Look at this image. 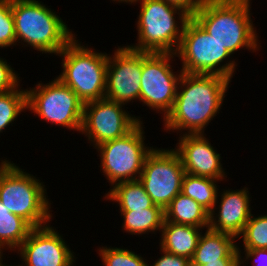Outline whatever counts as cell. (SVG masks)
<instances>
[{
	"label": "cell",
	"mask_w": 267,
	"mask_h": 266,
	"mask_svg": "<svg viewBox=\"0 0 267 266\" xmlns=\"http://www.w3.org/2000/svg\"><path fill=\"white\" fill-rule=\"evenodd\" d=\"M231 80L220 75L183 73L174 106L163 120L164 131L205 134L206 127L222 109Z\"/></svg>",
	"instance_id": "obj_1"
},
{
	"label": "cell",
	"mask_w": 267,
	"mask_h": 266,
	"mask_svg": "<svg viewBox=\"0 0 267 266\" xmlns=\"http://www.w3.org/2000/svg\"><path fill=\"white\" fill-rule=\"evenodd\" d=\"M251 4L248 0H207L191 16L232 56L243 48L255 53L262 46Z\"/></svg>",
	"instance_id": "obj_2"
},
{
	"label": "cell",
	"mask_w": 267,
	"mask_h": 266,
	"mask_svg": "<svg viewBox=\"0 0 267 266\" xmlns=\"http://www.w3.org/2000/svg\"><path fill=\"white\" fill-rule=\"evenodd\" d=\"M11 10L16 45L57 56L76 37L60 14L40 0H11Z\"/></svg>",
	"instance_id": "obj_3"
},
{
	"label": "cell",
	"mask_w": 267,
	"mask_h": 266,
	"mask_svg": "<svg viewBox=\"0 0 267 266\" xmlns=\"http://www.w3.org/2000/svg\"><path fill=\"white\" fill-rule=\"evenodd\" d=\"M0 158V202L33 228L50 224L53 214L46 186L18 164ZM51 219V220H50Z\"/></svg>",
	"instance_id": "obj_4"
},
{
	"label": "cell",
	"mask_w": 267,
	"mask_h": 266,
	"mask_svg": "<svg viewBox=\"0 0 267 266\" xmlns=\"http://www.w3.org/2000/svg\"><path fill=\"white\" fill-rule=\"evenodd\" d=\"M137 3L140 4L136 21L137 43L127 46L141 52L176 53L191 15L164 0H135L131 5Z\"/></svg>",
	"instance_id": "obj_5"
},
{
	"label": "cell",
	"mask_w": 267,
	"mask_h": 266,
	"mask_svg": "<svg viewBox=\"0 0 267 266\" xmlns=\"http://www.w3.org/2000/svg\"><path fill=\"white\" fill-rule=\"evenodd\" d=\"M76 37L57 55L62 71L56 77L85 104L105 98L108 56ZM89 47V48H88Z\"/></svg>",
	"instance_id": "obj_6"
},
{
	"label": "cell",
	"mask_w": 267,
	"mask_h": 266,
	"mask_svg": "<svg viewBox=\"0 0 267 266\" xmlns=\"http://www.w3.org/2000/svg\"><path fill=\"white\" fill-rule=\"evenodd\" d=\"M176 56L182 62L183 73L220 75L229 80L236 74V58L234 59L192 16L184 26Z\"/></svg>",
	"instance_id": "obj_7"
},
{
	"label": "cell",
	"mask_w": 267,
	"mask_h": 266,
	"mask_svg": "<svg viewBox=\"0 0 267 266\" xmlns=\"http://www.w3.org/2000/svg\"><path fill=\"white\" fill-rule=\"evenodd\" d=\"M144 123L140 122L127 135L104 142L94 149L100 158V169L109 185L138 180L147 155L153 146L144 142Z\"/></svg>",
	"instance_id": "obj_8"
},
{
	"label": "cell",
	"mask_w": 267,
	"mask_h": 266,
	"mask_svg": "<svg viewBox=\"0 0 267 266\" xmlns=\"http://www.w3.org/2000/svg\"><path fill=\"white\" fill-rule=\"evenodd\" d=\"M53 79L26 89L27 110L45 122L80 133L84 103L57 77Z\"/></svg>",
	"instance_id": "obj_9"
},
{
	"label": "cell",
	"mask_w": 267,
	"mask_h": 266,
	"mask_svg": "<svg viewBox=\"0 0 267 266\" xmlns=\"http://www.w3.org/2000/svg\"><path fill=\"white\" fill-rule=\"evenodd\" d=\"M176 57V53L142 52L140 102L156 113L160 112L162 120L174 106L183 74L181 68L176 72L172 69Z\"/></svg>",
	"instance_id": "obj_10"
},
{
	"label": "cell",
	"mask_w": 267,
	"mask_h": 266,
	"mask_svg": "<svg viewBox=\"0 0 267 266\" xmlns=\"http://www.w3.org/2000/svg\"><path fill=\"white\" fill-rule=\"evenodd\" d=\"M185 170L178 153L155 147L147 155L139 181L155 205L165 209L181 193Z\"/></svg>",
	"instance_id": "obj_11"
},
{
	"label": "cell",
	"mask_w": 267,
	"mask_h": 266,
	"mask_svg": "<svg viewBox=\"0 0 267 266\" xmlns=\"http://www.w3.org/2000/svg\"><path fill=\"white\" fill-rule=\"evenodd\" d=\"M124 108V104L106 98L85 103L80 133L93 148L127 135L143 120Z\"/></svg>",
	"instance_id": "obj_12"
},
{
	"label": "cell",
	"mask_w": 267,
	"mask_h": 266,
	"mask_svg": "<svg viewBox=\"0 0 267 266\" xmlns=\"http://www.w3.org/2000/svg\"><path fill=\"white\" fill-rule=\"evenodd\" d=\"M117 47L108 56L105 98L124 105L140 102L142 52Z\"/></svg>",
	"instance_id": "obj_13"
},
{
	"label": "cell",
	"mask_w": 267,
	"mask_h": 266,
	"mask_svg": "<svg viewBox=\"0 0 267 266\" xmlns=\"http://www.w3.org/2000/svg\"><path fill=\"white\" fill-rule=\"evenodd\" d=\"M14 252L22 259L21 266H76L75 253L50 224L33 228Z\"/></svg>",
	"instance_id": "obj_14"
},
{
	"label": "cell",
	"mask_w": 267,
	"mask_h": 266,
	"mask_svg": "<svg viewBox=\"0 0 267 266\" xmlns=\"http://www.w3.org/2000/svg\"><path fill=\"white\" fill-rule=\"evenodd\" d=\"M206 136V133L181 135L174 150L180 156L186 173L226 181L221 154Z\"/></svg>",
	"instance_id": "obj_15"
},
{
	"label": "cell",
	"mask_w": 267,
	"mask_h": 266,
	"mask_svg": "<svg viewBox=\"0 0 267 266\" xmlns=\"http://www.w3.org/2000/svg\"><path fill=\"white\" fill-rule=\"evenodd\" d=\"M251 198L248 187L236 190L223 189L217 195L214 208L209 213L208 228L216 232L230 234L237 239L252 214Z\"/></svg>",
	"instance_id": "obj_16"
},
{
	"label": "cell",
	"mask_w": 267,
	"mask_h": 266,
	"mask_svg": "<svg viewBox=\"0 0 267 266\" xmlns=\"http://www.w3.org/2000/svg\"><path fill=\"white\" fill-rule=\"evenodd\" d=\"M237 239L227 233L216 232L209 228L201 233L191 266H203L223 258H239Z\"/></svg>",
	"instance_id": "obj_17"
},
{
	"label": "cell",
	"mask_w": 267,
	"mask_h": 266,
	"mask_svg": "<svg viewBox=\"0 0 267 266\" xmlns=\"http://www.w3.org/2000/svg\"><path fill=\"white\" fill-rule=\"evenodd\" d=\"M208 227L176 224L164 220L161 228L159 246L161 249L184 256L191 260L197 248L199 237ZM202 229V230H201Z\"/></svg>",
	"instance_id": "obj_18"
},
{
	"label": "cell",
	"mask_w": 267,
	"mask_h": 266,
	"mask_svg": "<svg viewBox=\"0 0 267 266\" xmlns=\"http://www.w3.org/2000/svg\"><path fill=\"white\" fill-rule=\"evenodd\" d=\"M165 221L209 227V212L192 198L179 193L164 209Z\"/></svg>",
	"instance_id": "obj_19"
},
{
	"label": "cell",
	"mask_w": 267,
	"mask_h": 266,
	"mask_svg": "<svg viewBox=\"0 0 267 266\" xmlns=\"http://www.w3.org/2000/svg\"><path fill=\"white\" fill-rule=\"evenodd\" d=\"M109 189L103 197L117 203L120 211L143 210L155 205L139 180L119 182Z\"/></svg>",
	"instance_id": "obj_20"
},
{
	"label": "cell",
	"mask_w": 267,
	"mask_h": 266,
	"mask_svg": "<svg viewBox=\"0 0 267 266\" xmlns=\"http://www.w3.org/2000/svg\"><path fill=\"white\" fill-rule=\"evenodd\" d=\"M123 216L122 230L130 235L156 234L161 233V228L165 220L164 209L158 205L151 208L133 211H120Z\"/></svg>",
	"instance_id": "obj_21"
},
{
	"label": "cell",
	"mask_w": 267,
	"mask_h": 266,
	"mask_svg": "<svg viewBox=\"0 0 267 266\" xmlns=\"http://www.w3.org/2000/svg\"><path fill=\"white\" fill-rule=\"evenodd\" d=\"M33 227L23 218L11 213L0 202V255L7 249L14 252L28 237Z\"/></svg>",
	"instance_id": "obj_22"
},
{
	"label": "cell",
	"mask_w": 267,
	"mask_h": 266,
	"mask_svg": "<svg viewBox=\"0 0 267 266\" xmlns=\"http://www.w3.org/2000/svg\"><path fill=\"white\" fill-rule=\"evenodd\" d=\"M216 180L207 177L195 176L185 173L182 180L181 193L195 200L209 213L213 210L219 191Z\"/></svg>",
	"instance_id": "obj_23"
},
{
	"label": "cell",
	"mask_w": 267,
	"mask_h": 266,
	"mask_svg": "<svg viewBox=\"0 0 267 266\" xmlns=\"http://www.w3.org/2000/svg\"><path fill=\"white\" fill-rule=\"evenodd\" d=\"M26 110L27 91L20 85L14 90L0 93V134L13 126L21 112L25 113Z\"/></svg>",
	"instance_id": "obj_24"
},
{
	"label": "cell",
	"mask_w": 267,
	"mask_h": 266,
	"mask_svg": "<svg viewBox=\"0 0 267 266\" xmlns=\"http://www.w3.org/2000/svg\"><path fill=\"white\" fill-rule=\"evenodd\" d=\"M238 239H242L243 250L267 249V214H251Z\"/></svg>",
	"instance_id": "obj_25"
},
{
	"label": "cell",
	"mask_w": 267,
	"mask_h": 266,
	"mask_svg": "<svg viewBox=\"0 0 267 266\" xmlns=\"http://www.w3.org/2000/svg\"><path fill=\"white\" fill-rule=\"evenodd\" d=\"M103 266H148L149 263L132 249L102 246L97 248Z\"/></svg>",
	"instance_id": "obj_26"
},
{
	"label": "cell",
	"mask_w": 267,
	"mask_h": 266,
	"mask_svg": "<svg viewBox=\"0 0 267 266\" xmlns=\"http://www.w3.org/2000/svg\"><path fill=\"white\" fill-rule=\"evenodd\" d=\"M13 46H16V36L11 0H0V48Z\"/></svg>",
	"instance_id": "obj_27"
},
{
	"label": "cell",
	"mask_w": 267,
	"mask_h": 266,
	"mask_svg": "<svg viewBox=\"0 0 267 266\" xmlns=\"http://www.w3.org/2000/svg\"><path fill=\"white\" fill-rule=\"evenodd\" d=\"M19 75L5 58L0 57V93L16 89L22 81Z\"/></svg>",
	"instance_id": "obj_28"
},
{
	"label": "cell",
	"mask_w": 267,
	"mask_h": 266,
	"mask_svg": "<svg viewBox=\"0 0 267 266\" xmlns=\"http://www.w3.org/2000/svg\"><path fill=\"white\" fill-rule=\"evenodd\" d=\"M239 244L240 243L237 244L238 251H239V266H241V265L246 266V264L249 263L248 262L249 260H250V262H254L256 260L254 263H251V264H253L252 266H267V249H250V250H244L243 251L240 248L242 246ZM255 263H258V264H255Z\"/></svg>",
	"instance_id": "obj_29"
},
{
	"label": "cell",
	"mask_w": 267,
	"mask_h": 266,
	"mask_svg": "<svg viewBox=\"0 0 267 266\" xmlns=\"http://www.w3.org/2000/svg\"><path fill=\"white\" fill-rule=\"evenodd\" d=\"M161 257L148 266H191V262L187 257L174 255L160 248Z\"/></svg>",
	"instance_id": "obj_30"
},
{
	"label": "cell",
	"mask_w": 267,
	"mask_h": 266,
	"mask_svg": "<svg viewBox=\"0 0 267 266\" xmlns=\"http://www.w3.org/2000/svg\"><path fill=\"white\" fill-rule=\"evenodd\" d=\"M183 8L190 15L201 8L207 0H164Z\"/></svg>",
	"instance_id": "obj_31"
},
{
	"label": "cell",
	"mask_w": 267,
	"mask_h": 266,
	"mask_svg": "<svg viewBox=\"0 0 267 266\" xmlns=\"http://www.w3.org/2000/svg\"><path fill=\"white\" fill-rule=\"evenodd\" d=\"M203 266H239V258H223Z\"/></svg>",
	"instance_id": "obj_32"
},
{
	"label": "cell",
	"mask_w": 267,
	"mask_h": 266,
	"mask_svg": "<svg viewBox=\"0 0 267 266\" xmlns=\"http://www.w3.org/2000/svg\"><path fill=\"white\" fill-rule=\"evenodd\" d=\"M111 1H114L115 3H123L124 2V4H125V2H126V4H132L135 0H111Z\"/></svg>",
	"instance_id": "obj_33"
},
{
	"label": "cell",
	"mask_w": 267,
	"mask_h": 266,
	"mask_svg": "<svg viewBox=\"0 0 267 266\" xmlns=\"http://www.w3.org/2000/svg\"><path fill=\"white\" fill-rule=\"evenodd\" d=\"M3 255H0V266H14V265H6V263L3 262ZM15 266H21V265H15Z\"/></svg>",
	"instance_id": "obj_34"
}]
</instances>
